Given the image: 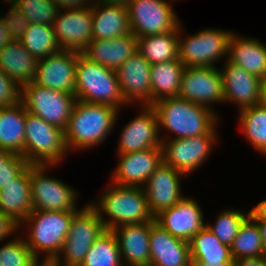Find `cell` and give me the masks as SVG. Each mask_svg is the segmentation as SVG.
<instances>
[{
    "label": "cell",
    "instance_id": "1",
    "mask_svg": "<svg viewBox=\"0 0 266 266\" xmlns=\"http://www.w3.org/2000/svg\"><path fill=\"white\" fill-rule=\"evenodd\" d=\"M119 111L116 107L77 100L64 130L67 150H86L102 144L114 129Z\"/></svg>",
    "mask_w": 266,
    "mask_h": 266
},
{
    "label": "cell",
    "instance_id": "2",
    "mask_svg": "<svg viewBox=\"0 0 266 266\" xmlns=\"http://www.w3.org/2000/svg\"><path fill=\"white\" fill-rule=\"evenodd\" d=\"M90 204L97 210L107 230L124 224L155 221L145 190L140 186L113 183L102 192L96 203L90 202Z\"/></svg>",
    "mask_w": 266,
    "mask_h": 266
},
{
    "label": "cell",
    "instance_id": "3",
    "mask_svg": "<svg viewBox=\"0 0 266 266\" xmlns=\"http://www.w3.org/2000/svg\"><path fill=\"white\" fill-rule=\"evenodd\" d=\"M151 106L156 111L159 132L165 128L175 134V139L207 134L219 124L215 110L182 98H164Z\"/></svg>",
    "mask_w": 266,
    "mask_h": 266
},
{
    "label": "cell",
    "instance_id": "4",
    "mask_svg": "<svg viewBox=\"0 0 266 266\" xmlns=\"http://www.w3.org/2000/svg\"><path fill=\"white\" fill-rule=\"evenodd\" d=\"M75 97L78 101L116 107L128 104L122 94L116 70L93 62L78 53ZM121 105V106H120Z\"/></svg>",
    "mask_w": 266,
    "mask_h": 266
},
{
    "label": "cell",
    "instance_id": "5",
    "mask_svg": "<svg viewBox=\"0 0 266 266\" xmlns=\"http://www.w3.org/2000/svg\"><path fill=\"white\" fill-rule=\"evenodd\" d=\"M75 213L32 210L19 225V228L22 224L30 227L29 236L24 237V240L38 260L39 253H46L42 260L53 261L56 258L66 240Z\"/></svg>",
    "mask_w": 266,
    "mask_h": 266
},
{
    "label": "cell",
    "instance_id": "6",
    "mask_svg": "<svg viewBox=\"0 0 266 266\" xmlns=\"http://www.w3.org/2000/svg\"><path fill=\"white\" fill-rule=\"evenodd\" d=\"M64 130L26 110L24 158L29 165H55L66 156Z\"/></svg>",
    "mask_w": 266,
    "mask_h": 266
},
{
    "label": "cell",
    "instance_id": "7",
    "mask_svg": "<svg viewBox=\"0 0 266 266\" xmlns=\"http://www.w3.org/2000/svg\"><path fill=\"white\" fill-rule=\"evenodd\" d=\"M106 230L97 210L90 203L85 204L73 215L66 240L53 261L58 266H80L95 240Z\"/></svg>",
    "mask_w": 266,
    "mask_h": 266
},
{
    "label": "cell",
    "instance_id": "8",
    "mask_svg": "<svg viewBox=\"0 0 266 266\" xmlns=\"http://www.w3.org/2000/svg\"><path fill=\"white\" fill-rule=\"evenodd\" d=\"M20 101L28 112L65 130L77 99L73 94L52 90L32 81L21 87Z\"/></svg>",
    "mask_w": 266,
    "mask_h": 266
},
{
    "label": "cell",
    "instance_id": "9",
    "mask_svg": "<svg viewBox=\"0 0 266 266\" xmlns=\"http://www.w3.org/2000/svg\"><path fill=\"white\" fill-rule=\"evenodd\" d=\"M181 29L179 25L178 52L185 67H215L216 61L227 58L232 31L206 28L183 40Z\"/></svg>",
    "mask_w": 266,
    "mask_h": 266
},
{
    "label": "cell",
    "instance_id": "10",
    "mask_svg": "<svg viewBox=\"0 0 266 266\" xmlns=\"http://www.w3.org/2000/svg\"><path fill=\"white\" fill-rule=\"evenodd\" d=\"M53 165H30V188L33 210L77 212L78 191L62 180L46 176Z\"/></svg>",
    "mask_w": 266,
    "mask_h": 266
},
{
    "label": "cell",
    "instance_id": "11",
    "mask_svg": "<svg viewBox=\"0 0 266 266\" xmlns=\"http://www.w3.org/2000/svg\"><path fill=\"white\" fill-rule=\"evenodd\" d=\"M168 0H129L130 27L138 37L176 31L181 25Z\"/></svg>",
    "mask_w": 266,
    "mask_h": 266
},
{
    "label": "cell",
    "instance_id": "12",
    "mask_svg": "<svg viewBox=\"0 0 266 266\" xmlns=\"http://www.w3.org/2000/svg\"><path fill=\"white\" fill-rule=\"evenodd\" d=\"M216 126L207 134L191 138L175 139L167 141L161 137L163 163L176 170L191 174L199 168L210 155L212 146L217 141Z\"/></svg>",
    "mask_w": 266,
    "mask_h": 266
},
{
    "label": "cell",
    "instance_id": "13",
    "mask_svg": "<svg viewBox=\"0 0 266 266\" xmlns=\"http://www.w3.org/2000/svg\"><path fill=\"white\" fill-rule=\"evenodd\" d=\"M178 98L211 108L225 103L223 79L216 67H185Z\"/></svg>",
    "mask_w": 266,
    "mask_h": 266
},
{
    "label": "cell",
    "instance_id": "14",
    "mask_svg": "<svg viewBox=\"0 0 266 266\" xmlns=\"http://www.w3.org/2000/svg\"><path fill=\"white\" fill-rule=\"evenodd\" d=\"M62 11L52 25L59 47L82 53L93 39L92 7Z\"/></svg>",
    "mask_w": 266,
    "mask_h": 266
},
{
    "label": "cell",
    "instance_id": "15",
    "mask_svg": "<svg viewBox=\"0 0 266 266\" xmlns=\"http://www.w3.org/2000/svg\"><path fill=\"white\" fill-rule=\"evenodd\" d=\"M78 52H60L37 60L34 83L62 92L75 94Z\"/></svg>",
    "mask_w": 266,
    "mask_h": 266
},
{
    "label": "cell",
    "instance_id": "16",
    "mask_svg": "<svg viewBox=\"0 0 266 266\" xmlns=\"http://www.w3.org/2000/svg\"><path fill=\"white\" fill-rule=\"evenodd\" d=\"M151 67L137 51L116 70L121 94L128 104L140 101L141 106L151 105Z\"/></svg>",
    "mask_w": 266,
    "mask_h": 266
},
{
    "label": "cell",
    "instance_id": "17",
    "mask_svg": "<svg viewBox=\"0 0 266 266\" xmlns=\"http://www.w3.org/2000/svg\"><path fill=\"white\" fill-rule=\"evenodd\" d=\"M141 114L126 124L119 139L118 154L161 148L158 118L151 105H143Z\"/></svg>",
    "mask_w": 266,
    "mask_h": 266
},
{
    "label": "cell",
    "instance_id": "18",
    "mask_svg": "<svg viewBox=\"0 0 266 266\" xmlns=\"http://www.w3.org/2000/svg\"><path fill=\"white\" fill-rule=\"evenodd\" d=\"M202 213L197 201L186 196L156 215L155 222L174 237L189 242L206 225Z\"/></svg>",
    "mask_w": 266,
    "mask_h": 266
},
{
    "label": "cell",
    "instance_id": "19",
    "mask_svg": "<svg viewBox=\"0 0 266 266\" xmlns=\"http://www.w3.org/2000/svg\"><path fill=\"white\" fill-rule=\"evenodd\" d=\"M119 163L113 172V183L143 187L148 178L163 163L162 148L118 154Z\"/></svg>",
    "mask_w": 266,
    "mask_h": 266
},
{
    "label": "cell",
    "instance_id": "20",
    "mask_svg": "<svg viewBox=\"0 0 266 266\" xmlns=\"http://www.w3.org/2000/svg\"><path fill=\"white\" fill-rule=\"evenodd\" d=\"M183 175L186 176L175 168L162 163L143 185L149 208L154 217L161 211L173 207L184 197L180 187V177Z\"/></svg>",
    "mask_w": 266,
    "mask_h": 266
},
{
    "label": "cell",
    "instance_id": "21",
    "mask_svg": "<svg viewBox=\"0 0 266 266\" xmlns=\"http://www.w3.org/2000/svg\"><path fill=\"white\" fill-rule=\"evenodd\" d=\"M225 63L220 69L225 103H235L239 110L259 104L261 79L228 60Z\"/></svg>",
    "mask_w": 266,
    "mask_h": 266
},
{
    "label": "cell",
    "instance_id": "22",
    "mask_svg": "<svg viewBox=\"0 0 266 266\" xmlns=\"http://www.w3.org/2000/svg\"><path fill=\"white\" fill-rule=\"evenodd\" d=\"M112 231L124 266H150L151 221L124 224Z\"/></svg>",
    "mask_w": 266,
    "mask_h": 266
},
{
    "label": "cell",
    "instance_id": "23",
    "mask_svg": "<svg viewBox=\"0 0 266 266\" xmlns=\"http://www.w3.org/2000/svg\"><path fill=\"white\" fill-rule=\"evenodd\" d=\"M150 266H193L189 242L176 238L151 221Z\"/></svg>",
    "mask_w": 266,
    "mask_h": 266
},
{
    "label": "cell",
    "instance_id": "24",
    "mask_svg": "<svg viewBox=\"0 0 266 266\" xmlns=\"http://www.w3.org/2000/svg\"><path fill=\"white\" fill-rule=\"evenodd\" d=\"M138 51L137 37L131 33L114 39H92L82 54L93 62L117 70Z\"/></svg>",
    "mask_w": 266,
    "mask_h": 266
},
{
    "label": "cell",
    "instance_id": "25",
    "mask_svg": "<svg viewBox=\"0 0 266 266\" xmlns=\"http://www.w3.org/2000/svg\"><path fill=\"white\" fill-rule=\"evenodd\" d=\"M32 210L30 165L28 164L12 182L0 189V211L20 225Z\"/></svg>",
    "mask_w": 266,
    "mask_h": 266
},
{
    "label": "cell",
    "instance_id": "26",
    "mask_svg": "<svg viewBox=\"0 0 266 266\" xmlns=\"http://www.w3.org/2000/svg\"><path fill=\"white\" fill-rule=\"evenodd\" d=\"M93 39H114L131 34L127 6L95 1L92 6Z\"/></svg>",
    "mask_w": 266,
    "mask_h": 266
},
{
    "label": "cell",
    "instance_id": "27",
    "mask_svg": "<svg viewBox=\"0 0 266 266\" xmlns=\"http://www.w3.org/2000/svg\"><path fill=\"white\" fill-rule=\"evenodd\" d=\"M227 60L260 79L266 77V45L256 38H242L233 33L228 42Z\"/></svg>",
    "mask_w": 266,
    "mask_h": 266
},
{
    "label": "cell",
    "instance_id": "28",
    "mask_svg": "<svg viewBox=\"0 0 266 266\" xmlns=\"http://www.w3.org/2000/svg\"><path fill=\"white\" fill-rule=\"evenodd\" d=\"M37 59L20 40H12L0 51V70L20 88L31 83L36 74Z\"/></svg>",
    "mask_w": 266,
    "mask_h": 266
},
{
    "label": "cell",
    "instance_id": "29",
    "mask_svg": "<svg viewBox=\"0 0 266 266\" xmlns=\"http://www.w3.org/2000/svg\"><path fill=\"white\" fill-rule=\"evenodd\" d=\"M26 109L21 101L0 107V150L24 157Z\"/></svg>",
    "mask_w": 266,
    "mask_h": 266
},
{
    "label": "cell",
    "instance_id": "30",
    "mask_svg": "<svg viewBox=\"0 0 266 266\" xmlns=\"http://www.w3.org/2000/svg\"><path fill=\"white\" fill-rule=\"evenodd\" d=\"M184 69L179 59L152 64L151 105L164 98L178 97Z\"/></svg>",
    "mask_w": 266,
    "mask_h": 266
},
{
    "label": "cell",
    "instance_id": "31",
    "mask_svg": "<svg viewBox=\"0 0 266 266\" xmlns=\"http://www.w3.org/2000/svg\"><path fill=\"white\" fill-rule=\"evenodd\" d=\"M192 263H221L234 261L230 246L221 243L205 226L189 241Z\"/></svg>",
    "mask_w": 266,
    "mask_h": 266
},
{
    "label": "cell",
    "instance_id": "32",
    "mask_svg": "<svg viewBox=\"0 0 266 266\" xmlns=\"http://www.w3.org/2000/svg\"><path fill=\"white\" fill-rule=\"evenodd\" d=\"M179 27L176 31L138 37V51L151 64L178 60Z\"/></svg>",
    "mask_w": 266,
    "mask_h": 266
},
{
    "label": "cell",
    "instance_id": "33",
    "mask_svg": "<svg viewBox=\"0 0 266 266\" xmlns=\"http://www.w3.org/2000/svg\"><path fill=\"white\" fill-rule=\"evenodd\" d=\"M20 41L37 60L61 51L52 25L32 23Z\"/></svg>",
    "mask_w": 266,
    "mask_h": 266
},
{
    "label": "cell",
    "instance_id": "34",
    "mask_svg": "<svg viewBox=\"0 0 266 266\" xmlns=\"http://www.w3.org/2000/svg\"><path fill=\"white\" fill-rule=\"evenodd\" d=\"M230 249L234 260L266 255L259 227L250 216L242 223Z\"/></svg>",
    "mask_w": 266,
    "mask_h": 266
},
{
    "label": "cell",
    "instance_id": "35",
    "mask_svg": "<svg viewBox=\"0 0 266 266\" xmlns=\"http://www.w3.org/2000/svg\"><path fill=\"white\" fill-rule=\"evenodd\" d=\"M238 122L250 144L266 154V107L257 104L240 110Z\"/></svg>",
    "mask_w": 266,
    "mask_h": 266
},
{
    "label": "cell",
    "instance_id": "36",
    "mask_svg": "<svg viewBox=\"0 0 266 266\" xmlns=\"http://www.w3.org/2000/svg\"><path fill=\"white\" fill-rule=\"evenodd\" d=\"M80 266H124L112 230H106L95 240Z\"/></svg>",
    "mask_w": 266,
    "mask_h": 266
},
{
    "label": "cell",
    "instance_id": "37",
    "mask_svg": "<svg viewBox=\"0 0 266 266\" xmlns=\"http://www.w3.org/2000/svg\"><path fill=\"white\" fill-rule=\"evenodd\" d=\"M249 217V212L227 209L219 213L215 224H206L205 226L216 236L223 244L231 246L236 238L242 223Z\"/></svg>",
    "mask_w": 266,
    "mask_h": 266
},
{
    "label": "cell",
    "instance_id": "38",
    "mask_svg": "<svg viewBox=\"0 0 266 266\" xmlns=\"http://www.w3.org/2000/svg\"><path fill=\"white\" fill-rule=\"evenodd\" d=\"M15 7L26 16L30 24L53 25L60 10L53 0H18Z\"/></svg>",
    "mask_w": 266,
    "mask_h": 266
},
{
    "label": "cell",
    "instance_id": "39",
    "mask_svg": "<svg viewBox=\"0 0 266 266\" xmlns=\"http://www.w3.org/2000/svg\"><path fill=\"white\" fill-rule=\"evenodd\" d=\"M38 261L22 237L0 247V266H34Z\"/></svg>",
    "mask_w": 266,
    "mask_h": 266
},
{
    "label": "cell",
    "instance_id": "40",
    "mask_svg": "<svg viewBox=\"0 0 266 266\" xmlns=\"http://www.w3.org/2000/svg\"><path fill=\"white\" fill-rule=\"evenodd\" d=\"M27 165L22 155L0 150V189L12 182Z\"/></svg>",
    "mask_w": 266,
    "mask_h": 266
},
{
    "label": "cell",
    "instance_id": "41",
    "mask_svg": "<svg viewBox=\"0 0 266 266\" xmlns=\"http://www.w3.org/2000/svg\"><path fill=\"white\" fill-rule=\"evenodd\" d=\"M13 40H20L28 29L30 22L15 6L10 7L6 16L0 15Z\"/></svg>",
    "mask_w": 266,
    "mask_h": 266
},
{
    "label": "cell",
    "instance_id": "42",
    "mask_svg": "<svg viewBox=\"0 0 266 266\" xmlns=\"http://www.w3.org/2000/svg\"><path fill=\"white\" fill-rule=\"evenodd\" d=\"M21 88L0 70V107H8L20 101Z\"/></svg>",
    "mask_w": 266,
    "mask_h": 266
},
{
    "label": "cell",
    "instance_id": "43",
    "mask_svg": "<svg viewBox=\"0 0 266 266\" xmlns=\"http://www.w3.org/2000/svg\"><path fill=\"white\" fill-rule=\"evenodd\" d=\"M19 224L15 222L10 216L0 211V241H4L13 232H16Z\"/></svg>",
    "mask_w": 266,
    "mask_h": 266
},
{
    "label": "cell",
    "instance_id": "44",
    "mask_svg": "<svg viewBox=\"0 0 266 266\" xmlns=\"http://www.w3.org/2000/svg\"><path fill=\"white\" fill-rule=\"evenodd\" d=\"M60 9L70 10V9H85L91 8L93 4L88 3L89 0H53ZM94 3V0H90Z\"/></svg>",
    "mask_w": 266,
    "mask_h": 266
},
{
    "label": "cell",
    "instance_id": "45",
    "mask_svg": "<svg viewBox=\"0 0 266 266\" xmlns=\"http://www.w3.org/2000/svg\"><path fill=\"white\" fill-rule=\"evenodd\" d=\"M249 216L254 221H266V200L260 201L257 206H254L251 211H249Z\"/></svg>",
    "mask_w": 266,
    "mask_h": 266
},
{
    "label": "cell",
    "instance_id": "46",
    "mask_svg": "<svg viewBox=\"0 0 266 266\" xmlns=\"http://www.w3.org/2000/svg\"><path fill=\"white\" fill-rule=\"evenodd\" d=\"M233 266H266V255L256 258H242L234 260Z\"/></svg>",
    "mask_w": 266,
    "mask_h": 266
},
{
    "label": "cell",
    "instance_id": "47",
    "mask_svg": "<svg viewBox=\"0 0 266 266\" xmlns=\"http://www.w3.org/2000/svg\"><path fill=\"white\" fill-rule=\"evenodd\" d=\"M12 40L8 28L6 27L3 18L0 16V51Z\"/></svg>",
    "mask_w": 266,
    "mask_h": 266
},
{
    "label": "cell",
    "instance_id": "48",
    "mask_svg": "<svg viewBox=\"0 0 266 266\" xmlns=\"http://www.w3.org/2000/svg\"><path fill=\"white\" fill-rule=\"evenodd\" d=\"M259 104L266 107V77L261 79Z\"/></svg>",
    "mask_w": 266,
    "mask_h": 266
},
{
    "label": "cell",
    "instance_id": "49",
    "mask_svg": "<svg viewBox=\"0 0 266 266\" xmlns=\"http://www.w3.org/2000/svg\"><path fill=\"white\" fill-rule=\"evenodd\" d=\"M259 227L263 246L266 251V221H255Z\"/></svg>",
    "mask_w": 266,
    "mask_h": 266
},
{
    "label": "cell",
    "instance_id": "50",
    "mask_svg": "<svg viewBox=\"0 0 266 266\" xmlns=\"http://www.w3.org/2000/svg\"><path fill=\"white\" fill-rule=\"evenodd\" d=\"M234 261H225L221 263H192L193 266H233Z\"/></svg>",
    "mask_w": 266,
    "mask_h": 266
},
{
    "label": "cell",
    "instance_id": "51",
    "mask_svg": "<svg viewBox=\"0 0 266 266\" xmlns=\"http://www.w3.org/2000/svg\"><path fill=\"white\" fill-rule=\"evenodd\" d=\"M95 1L108 3V4H119V5L127 6V3L129 0H95Z\"/></svg>",
    "mask_w": 266,
    "mask_h": 266
},
{
    "label": "cell",
    "instance_id": "52",
    "mask_svg": "<svg viewBox=\"0 0 266 266\" xmlns=\"http://www.w3.org/2000/svg\"><path fill=\"white\" fill-rule=\"evenodd\" d=\"M34 266H58L54 261L40 260Z\"/></svg>",
    "mask_w": 266,
    "mask_h": 266
},
{
    "label": "cell",
    "instance_id": "53",
    "mask_svg": "<svg viewBox=\"0 0 266 266\" xmlns=\"http://www.w3.org/2000/svg\"><path fill=\"white\" fill-rule=\"evenodd\" d=\"M5 2L7 1L9 4H11V7L12 6H15L17 4V1L18 0H4Z\"/></svg>",
    "mask_w": 266,
    "mask_h": 266
}]
</instances>
